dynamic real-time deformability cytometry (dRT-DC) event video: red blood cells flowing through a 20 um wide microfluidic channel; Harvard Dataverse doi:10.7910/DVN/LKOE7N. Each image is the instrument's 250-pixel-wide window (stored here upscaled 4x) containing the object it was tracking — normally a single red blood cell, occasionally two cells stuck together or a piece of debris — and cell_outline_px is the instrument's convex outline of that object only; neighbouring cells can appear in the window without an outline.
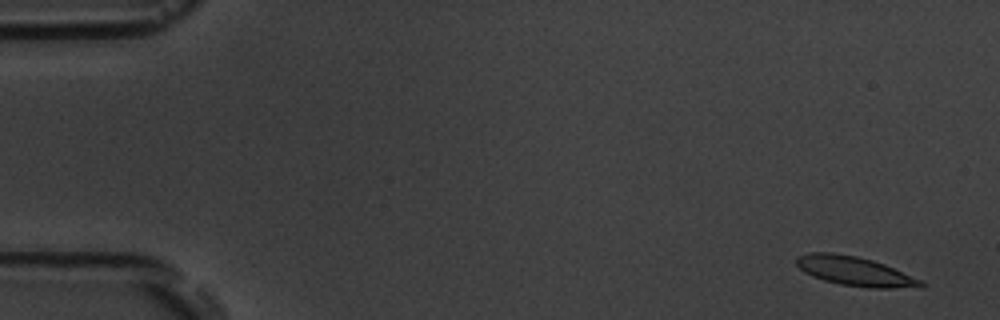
{"species": "common noctule bat (a hibernating species)", "species_latin": "Nyctalus noctula", "temperature_condition": "room temperature", "stored_images_in_passage": 4, "camera_frame_rate_fps": 3000, "um_per_image_px": 0.085, "animal": {"sex": "male", "body_mass_g": 19.5, "forearm_length_mm": 54.6}, "frame": {"image": 1, "passage_image": 1, "time_ms": 0.0, "image_size_px": [1000, 320], "cell_outline_px": [[924, 288], [868, 288], [840, 284], [824, 280], [812, 276], [804, 272], [796, 264], [796, 256], [808, 252], [832, 252], [856, 256], [872, 260], [884, 264], [924, 280]], "centroid_in_image_um": [72.7, 23.06], "position_along_channel_um": 12.3, "area_um2": 21.5}}
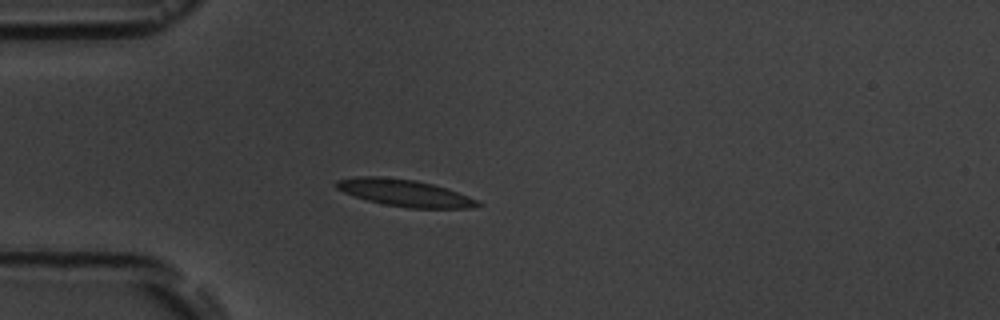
{"frame": {"image": 2, "passage_image": 4, "time_ms": 4.333, "image_size_px": [1000, 320], "cell_outline_px": [[484, 204], [472, 208], [408, 208], [384, 204], [368, 200], [344, 192], [336, 188], [332, 184], [336, 180], [360, 176], [376, 176], [416, 180], [432, 184], [468, 196]], "centroid_in_image_um": [34.37, 16.4], "position_along_channel_um": 50.6, "area_um2": 21.96}}